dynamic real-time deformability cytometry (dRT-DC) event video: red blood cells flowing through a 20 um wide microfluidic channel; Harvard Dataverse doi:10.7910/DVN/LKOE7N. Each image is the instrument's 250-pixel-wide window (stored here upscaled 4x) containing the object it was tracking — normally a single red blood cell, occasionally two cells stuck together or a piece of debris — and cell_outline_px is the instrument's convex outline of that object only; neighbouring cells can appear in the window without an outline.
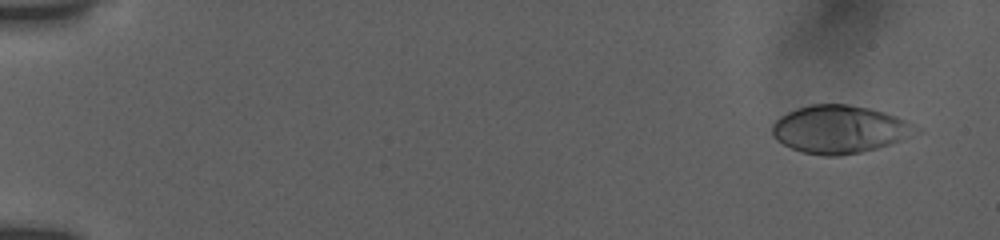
{"species": "human", "species_latin": "Homo sapiens", "temperature_condition": "room temperature", "stored_images_in_passage": 54, "camera_frame_rate_fps": 3000, "um_per_image_px": 0.085, "donor": {"sex": "female"}, "frame": {"image": 1, "passage_image": 3, "time_ms": 0.667, "image_size_px": [1000, 240], "cell_outline_px": [[924, 132], [876, 148], [860, 152], [840, 156], [824, 156], [804, 152], [792, 148], [776, 140], [772, 136], [772, 124], [780, 116], [796, 108], [812, 104], [848, 104], [868, 108], [884, 112], [908, 120], [924, 128]], "centroid_in_image_um": [71.42, 10.98], "position_along_channel_um": 13.6, "area_um2": 40.4}}
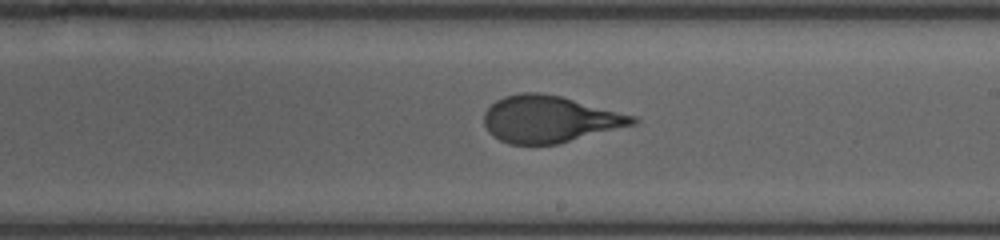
{"frame": {"image": 2, "passage_image": 33, "time_ms": 10.667, "image_size_px": [1000, 240], "cell_outline_px": [[640, 120], [636, 124], [556, 144], [508, 144], [500, 140], [488, 132], [484, 124], [484, 112], [496, 100], [504, 96], [520, 92], [536, 92], [560, 96], [636, 116]], "centroid_in_image_um": [46.7, 10.12], "position_along_channel_um": 242.3, "area_um2": 40.34}}
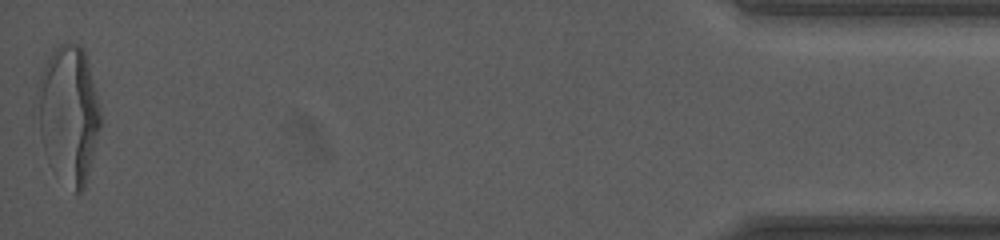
{"frame": {"image": 3, "passage_image": 54, "time_ms": 17.667, "image_size_px": [1000, 240], "cell_outline_px": [[104, 120], [84, 188], [80, 192], [76, 192], [44, 148], [40, 132], [40, 76], [52, 52], [60, 44], [68, 40], [80, 44], [84, 52], [88, 64]], "centroid_in_image_um": [5.94, 9.59], "position_along_channel_um": 429.3, "area_um2": 48.55}, "authors_computed_cell_mechanics": {"area_um2": 40.46, "velocity_mm_per_s": 3.8336, "shape_relaxation_time_tau1_ms": 5.7296, "shape_relaxation_time_tau2_ms": null, "deformation_change_tau1": 0.2373, "deformation_change_tau2": null}}